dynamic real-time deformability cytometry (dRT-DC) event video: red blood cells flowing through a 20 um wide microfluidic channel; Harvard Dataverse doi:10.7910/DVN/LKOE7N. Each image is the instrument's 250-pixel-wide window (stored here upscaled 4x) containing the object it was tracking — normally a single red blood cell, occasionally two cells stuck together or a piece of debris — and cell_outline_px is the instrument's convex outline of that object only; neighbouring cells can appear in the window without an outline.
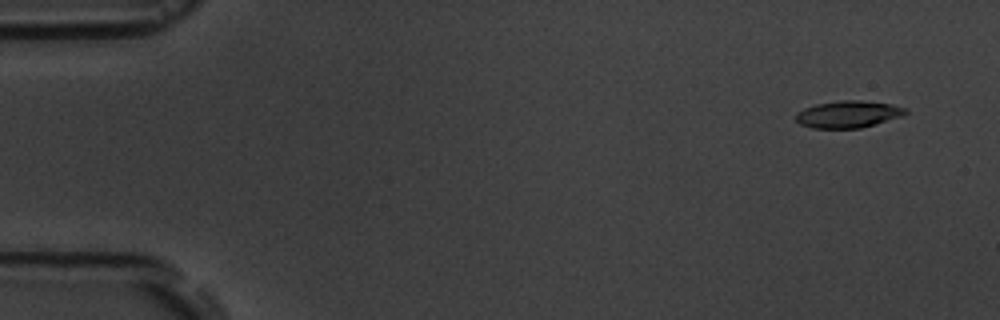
{"species": "common noctule bat (a hibernating species)", "species_latin": "Nyctalus noctula", "temperature_condition": "room temperature", "stored_images_in_passage": 9, "camera_frame_rate_fps": 3000, "um_per_image_px": 0.085, "animal": {"sex": "male", "body_mass_g": 19.5, "forearm_length_mm": 54.6}, "frame": {"image": 1, "passage_image": 2, "time_ms": 1.0, "image_size_px": [1000, 320], "cell_outline_px": [[908, 112], [904, 116], [860, 128], [812, 128], [800, 124], [796, 120], [796, 112], [804, 108], [816, 104], [840, 100], [860, 100], [892, 104], [908, 108]], "centroid_in_image_um": [72.12, 9.7], "position_along_channel_um": 12.9, "area_um2": 17.4}}
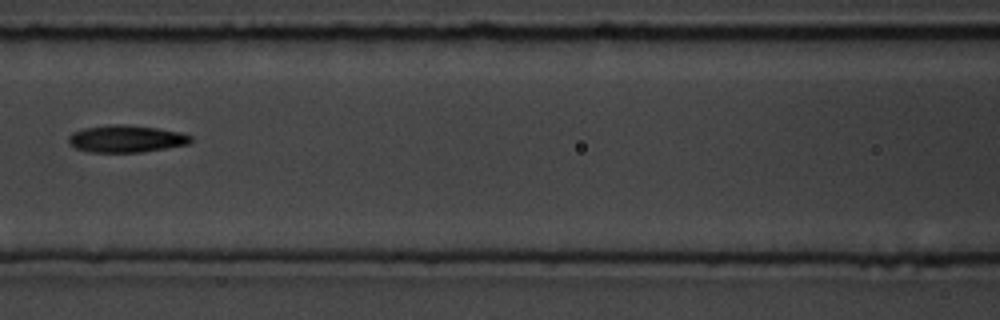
{"frame": {"image": 2, "passage_image": 8, "time_ms": 8.0, "image_size_px": [1000, 320], "cell_outline_px": [[192, 140], [188, 144], [140, 152], [92, 152], [76, 148], [68, 144], [68, 136], [72, 132], [84, 128], [108, 124], [124, 124], [156, 128], [180, 132], [192, 136]], "centroid_in_image_um": [10.68, 11.79], "position_along_channel_um": 155.9, "area_um2": 19.31}}
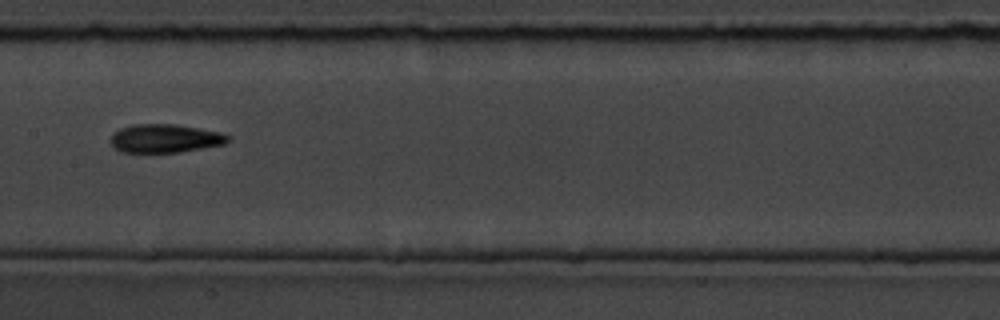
{"frame": {"image": 3, "passage_image": 9, "time_ms": 9.0, "image_size_px": [1000, 320], "cell_outline_px": [[232, 136], [224, 144], [180, 152], [120, 152], [108, 140], [112, 132], [120, 128], [132, 124], [172, 124], [224, 132]], "centroid_in_image_um": [14.01, 11.76], "position_along_channel_um": 193.4, "area_um2": 19.65}}